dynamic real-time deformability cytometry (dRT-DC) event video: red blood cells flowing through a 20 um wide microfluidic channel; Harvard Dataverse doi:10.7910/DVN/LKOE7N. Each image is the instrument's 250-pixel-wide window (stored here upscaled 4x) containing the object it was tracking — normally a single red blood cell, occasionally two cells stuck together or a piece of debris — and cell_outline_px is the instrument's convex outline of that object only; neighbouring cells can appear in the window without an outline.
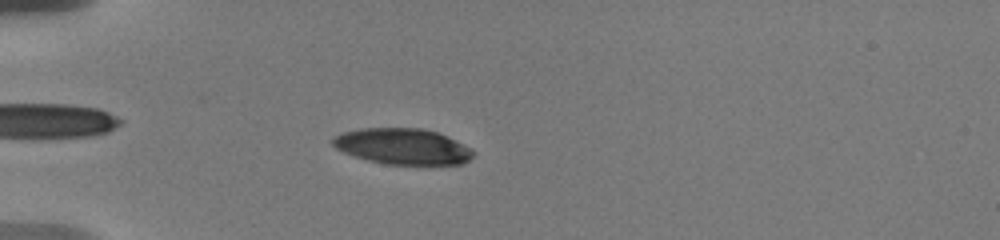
{"species": "human", "species_latin": "Homo sapiens", "temperature_condition": "warm", "stored_images_in_passage": 31, "camera_frame_rate_fps": 3000, "um_per_image_px": 0.085, "donor": {"sex": "male"}, "frame": {"image": 1, "passage_image": 3, "time_ms": 1.0, "image_size_px": [1000, 240], "cell_outline_px": [[476, 156], [464, 164], [388, 164], [368, 160], [344, 152], [336, 148], [332, 144], [332, 140], [336, 136], [344, 132], [360, 128], [420, 128], [436, 132], [448, 136], [472, 148], [476, 152]], "centroid_in_image_um": [34.3, 12.44], "position_along_channel_um": 50.7, "area_um2": 29.42}}
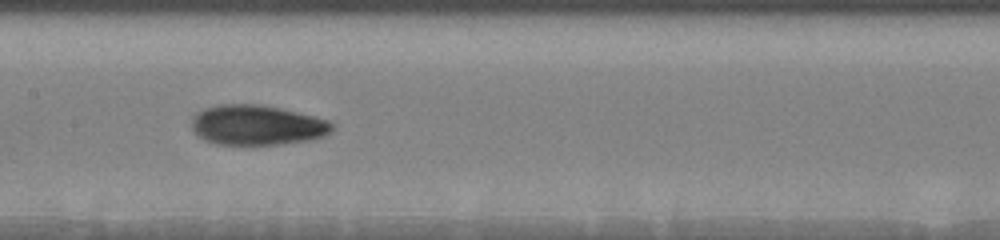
{"frame": {"image": 2, "passage_image": 13, "time_ms": 5.333, "image_size_px": [1000, 240], "cell_outline_px": [[336, 128], [332, 132], [324, 136], [308, 140], [276, 144], [216, 144], [204, 140], [196, 136], [192, 128], [192, 120], [196, 112], [204, 108], [216, 104], [260, 104], [280, 108], [316, 116], [328, 120], [336, 124]], "centroid_in_image_um": [21.86, 10.62], "position_along_channel_um": 185.5, "area_um2": 33.12}}
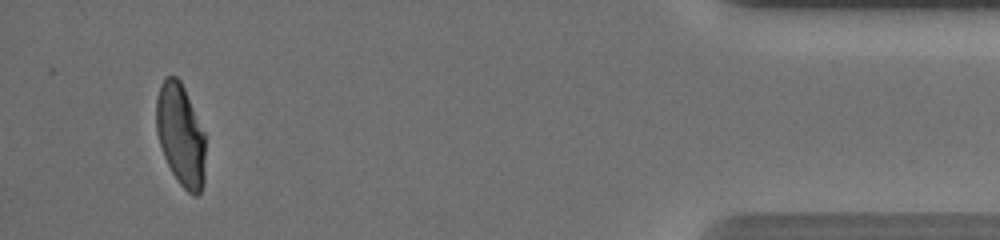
{"frame": {"image": 3, "passage_image": 29, "time_ms": 13.333, "image_size_px": [1000, 240], "cell_outline_px": [[204, 184], [200, 192], [196, 196], [192, 196], [180, 184], [172, 172], [164, 156], [156, 132], [156, 100], [160, 84], [164, 76], [176, 76], [180, 80], [184, 88], [204, 132]], "centroid_in_image_um": [15.34, 11.46], "position_along_channel_um": 419.9, "area_um2": 29.13}, "authors_computed_cell_mechanics": {"area_um2": 30.6918, "velocity_mm_per_s": 3.6488, "shape_relaxation_time_tau1_ms": 6.7225, "shape_relaxation_time_tau2_ms": 1.4314, "deformation_change_tau1": 0.2263, "deformation_change_tau2": 0.0638}}